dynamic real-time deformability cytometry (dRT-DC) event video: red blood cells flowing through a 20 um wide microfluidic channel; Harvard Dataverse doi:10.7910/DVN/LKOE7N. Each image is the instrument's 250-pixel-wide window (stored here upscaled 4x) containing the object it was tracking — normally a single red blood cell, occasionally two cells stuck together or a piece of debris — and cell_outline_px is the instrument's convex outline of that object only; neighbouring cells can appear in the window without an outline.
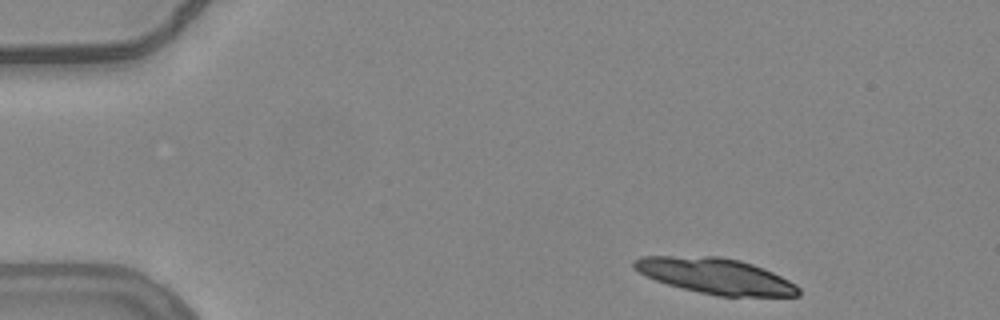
{"species": "common noctule bat (a hibernating species)", "species_latin": "Nyctalus noctula", "temperature_condition": "warm", "stored_images_in_passage": 49, "camera_frame_rate_fps": 3000, "um_per_image_px": 0.085, "animal": {"sex": "female", "body_mass_g": 24.6, "forearm_length_mm": 56.2}, "frame": {"image": 1, "passage_image": 2, "time_ms": 0.333, "image_size_px": [1000, 320], "cell_outline_px": [[800, 296], [716, 296], [668, 284], [644, 276], [632, 264], [632, 260], [640, 256], [720, 256], [740, 260], [764, 268], [796, 284], [800, 288]], "centroid_in_image_um": [60.83, 23.45], "position_along_channel_um": 24.2, "area_um2": 34.16}, "authors_computed_cell_mechanics": {"area_um2": 20.23, "velocity_mm_per_s": 3.7457, "shape_relaxation_time_tau1_ms": 5.5473, "shape_relaxation_time_tau2_ms": null, "deformation_change_tau1": 0.1187, "deformation_change_tau2": null}}